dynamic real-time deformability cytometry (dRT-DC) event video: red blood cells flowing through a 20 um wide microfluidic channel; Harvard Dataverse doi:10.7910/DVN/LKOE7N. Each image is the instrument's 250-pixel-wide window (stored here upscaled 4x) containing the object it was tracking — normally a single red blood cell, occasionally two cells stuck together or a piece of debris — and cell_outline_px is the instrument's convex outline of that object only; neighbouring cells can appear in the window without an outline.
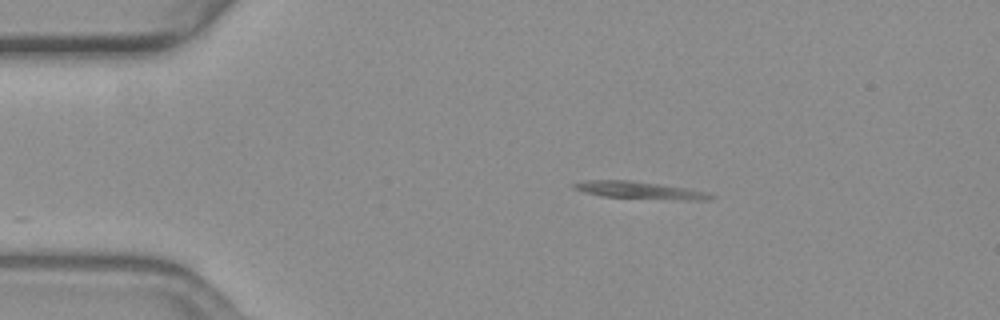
{"species": "common noctule bat (a hibernating species)", "species_latin": "Nyctalus noctula", "temperature_condition": "warm", "stored_images_in_passage": 8, "camera_frame_rate_fps": 3000, "um_per_image_px": 0.085, "animal": {"sex": "female", "body_mass_g": 19.3, "forearm_length_mm": 54.1}, "frame": {"image": 1, "passage_image": 1, "time_ms": 0.0, "image_size_px": [1000, 320], "cell_outline_px": [[716, 196], [712, 200], [684, 200], [600, 196], [584, 192], [572, 188], [572, 184], [584, 180], [632, 180], [688, 188], [708, 192]], "centroid_in_image_um": [54.41, 16.17], "position_along_channel_um": 30.6, "area_um2": 13.93}}
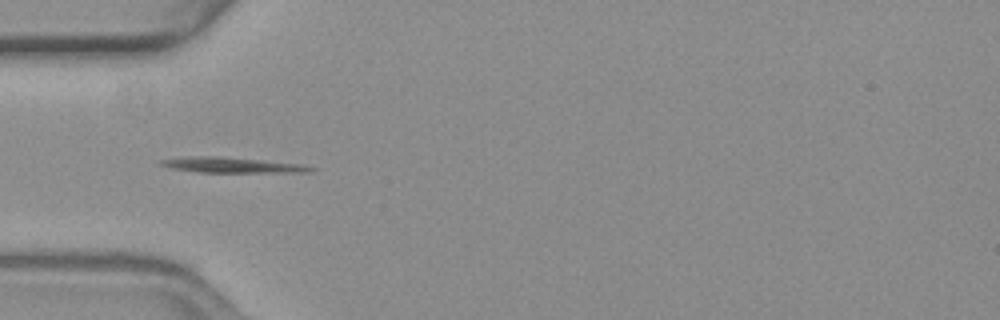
{"frame": {"image": 2, "passage_image": 8, "time_ms": 2.333, "image_size_px": [1000, 320], "cell_outline_px": [[316, 168], [312, 172], [196, 172], [172, 168], [160, 164], [160, 160], [188, 156], [220, 156], [300, 164]], "centroid_in_image_um": [19.7, 14.02], "position_along_channel_um": 65.3, "area_um2": 13.24}}